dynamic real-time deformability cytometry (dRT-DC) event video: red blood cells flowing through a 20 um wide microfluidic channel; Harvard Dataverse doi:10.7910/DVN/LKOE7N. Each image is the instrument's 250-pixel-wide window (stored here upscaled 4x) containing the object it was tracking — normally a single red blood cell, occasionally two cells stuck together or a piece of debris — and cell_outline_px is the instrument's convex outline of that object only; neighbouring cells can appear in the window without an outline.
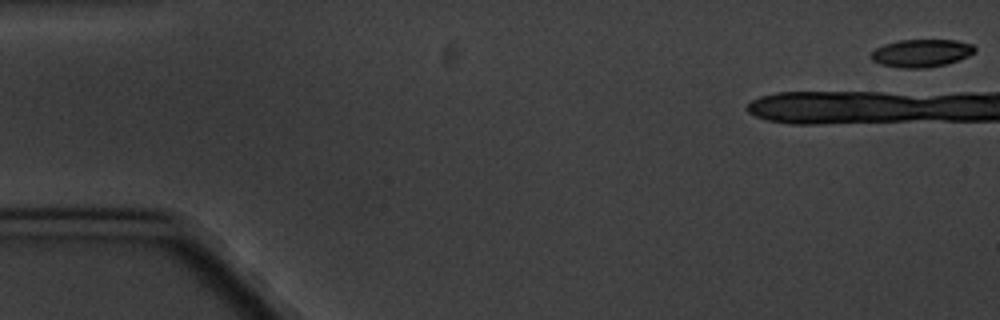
{"species": "common noctule bat (a hibernating species)", "species_latin": "Nyctalus noctula", "temperature_condition": "cold", "stored_images_in_passage": 6, "camera_frame_rate_fps": 3000, "um_per_image_px": 0.085, "animal": {"sex": "male", "body_mass_g": 20.1, "forearm_length_mm": 53.5}, "frame": {"image": 1, "passage_image": 1, "time_ms": 0.0, "image_size_px": [1000, 320], "cell_outline_px": [[976, 52], [968, 56], [944, 64], [928, 68], [904, 68], [880, 64], [872, 60], [872, 52], [876, 48], [884, 44], [900, 40], [956, 40], [972, 44], [976, 48]], "centroid_in_image_um": [78.33, 4.51], "position_along_channel_um": 6.7, "area_um2": 16.65}}